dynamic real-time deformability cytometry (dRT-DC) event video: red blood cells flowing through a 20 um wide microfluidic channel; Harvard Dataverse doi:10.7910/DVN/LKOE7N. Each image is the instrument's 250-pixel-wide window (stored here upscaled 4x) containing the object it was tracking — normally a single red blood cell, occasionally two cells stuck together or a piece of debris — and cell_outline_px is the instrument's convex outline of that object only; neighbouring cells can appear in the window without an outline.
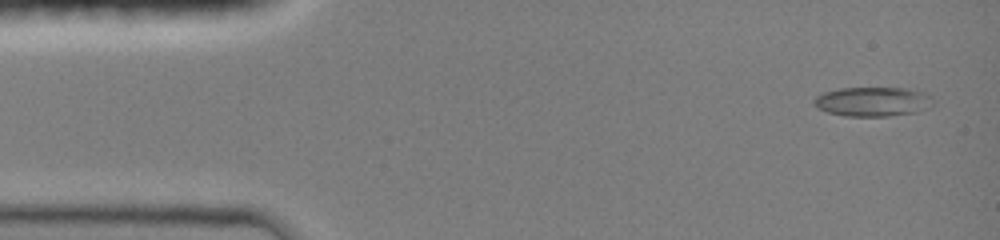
{"species": "common noctule bat (a hibernating species)", "species_latin": "Nyctalus noctula", "temperature_condition": "room temperature", "stored_images_in_passage": 36, "camera_frame_rate_fps": 3000, "um_per_image_px": 0.085, "animal": {"sex": "female", "body_mass_g": 19.0, "forearm_length_mm": 51.5}, "frame": {"image": 1, "passage_image": 2, "time_ms": 0.333, "image_size_px": [1000, 240], "cell_outline_px": [[936, 100], [932, 108], [916, 112], [888, 116], [844, 116], [828, 112], [816, 108], [812, 100], [816, 96], [824, 92], [840, 88], [908, 88], [924, 92], [932, 96]], "centroid_in_image_um": [74.24, 8.64], "position_along_channel_um": 10.8, "area_um2": 20.81}}
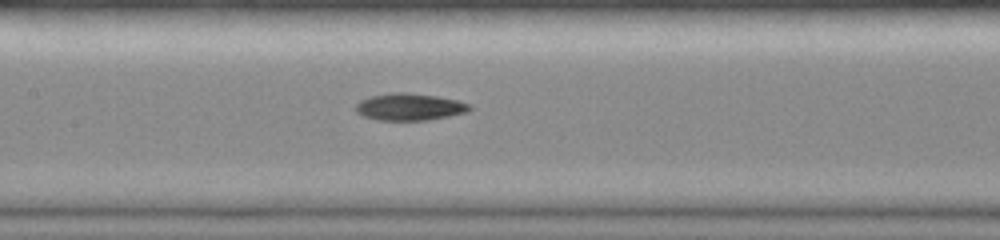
{"frame": {"image": 2, "passage_image": 17, "time_ms": 6.667, "image_size_px": [1000, 240], "cell_outline_px": [[472, 108], [468, 112], [428, 120], [380, 120], [364, 116], [356, 112], [356, 104], [360, 100], [372, 96], [392, 92], [408, 92], [436, 96], [460, 100], [472, 104]], "centroid_in_image_um": [34.86, 9.07], "position_along_channel_um": 172.5, "area_um2": 18.03}}
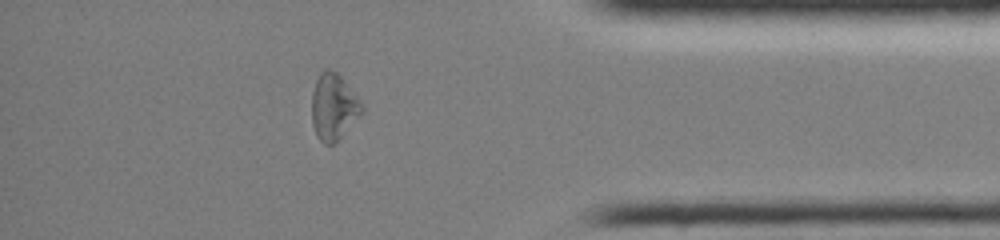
{"frame": {"image": 3, "passage_image": 31, "time_ms": 12.667, "image_size_px": [1000, 240], "cell_outline_px": [[364, 112], [332, 144], [324, 144], [316, 136], [312, 124], [312, 92], [316, 80], [320, 72], [324, 68], [328, 68], [336, 72], [344, 80], [364, 104]], "centroid_in_image_um": [28.35, 9.05], "position_along_channel_um": 406.8, "area_um2": 19.36}}